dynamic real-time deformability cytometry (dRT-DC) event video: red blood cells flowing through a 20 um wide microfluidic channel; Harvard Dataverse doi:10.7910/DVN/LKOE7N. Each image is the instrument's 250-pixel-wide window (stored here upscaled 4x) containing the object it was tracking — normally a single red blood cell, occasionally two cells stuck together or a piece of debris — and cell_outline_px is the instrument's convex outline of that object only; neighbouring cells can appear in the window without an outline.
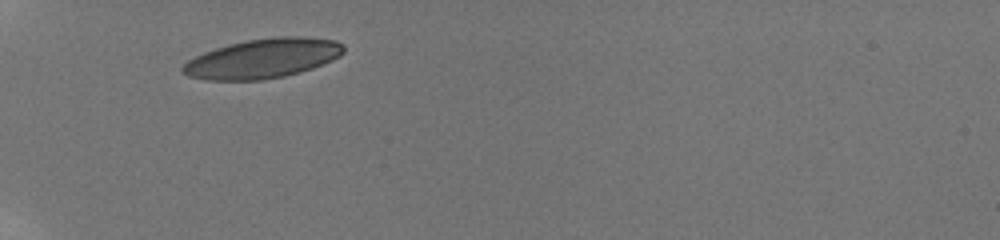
{"species": "human", "species_latin": "Homo sapiens", "temperature_condition": "room temperature", "stored_images_in_passage": 23, "camera_frame_rate_fps": 3000, "um_per_image_px": 0.085, "donor": {"sex": "male"}, "frame": {"image": 1, "passage_image": 1, "time_ms": 0.0, "image_size_px": [1000, 240], "cell_outline_px": [[344, 52], [340, 56], [332, 60], [312, 68], [300, 72], [284, 76], [264, 80], [204, 80], [188, 76], [180, 72], [180, 68], [188, 60], [204, 52], [228, 44], [248, 40], [280, 36], [304, 36], [336, 40], [344, 44]], "centroid_in_image_um": [22.34, 4.97], "position_along_channel_um": 62.7, "area_um2": 37.22}}
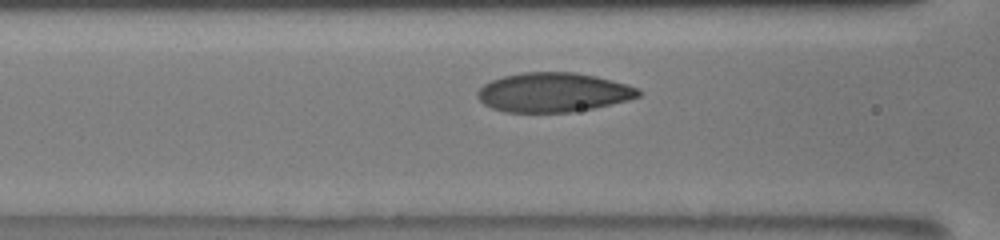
{"frame": {"image": 2, "passage_image": 12, "time_ms": 2.0, "image_size_px": [1000, 240], "cell_outline_px": [[640, 96], [628, 100], [592, 108], [572, 112], [504, 112], [492, 108], [484, 104], [476, 96], [476, 92], [484, 84], [492, 80], [504, 76], [524, 72], [576, 72], [596, 76], [628, 84], [636, 88], [640, 92]], "centroid_in_image_um": [47.01, 7.85], "position_along_channel_um": 119.6, "area_um2": 36.82}}
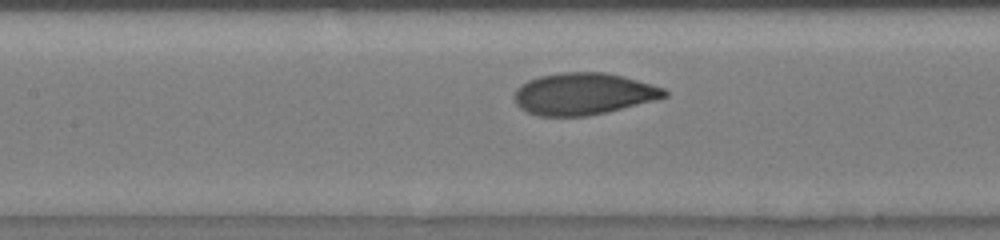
{"frame": {"image": 3, "passage_image": 18, "time_ms": 3.0, "image_size_px": [1000, 240], "cell_outline_px": [[668, 96], [656, 100], [608, 112], [588, 116], [540, 116], [528, 112], [520, 108], [516, 104], [512, 96], [516, 88], [520, 84], [528, 80], [540, 76], [560, 72], [604, 72], [652, 84], [664, 88], [668, 92]], "centroid_in_image_um": [49.56, 7.98], "position_along_channel_um": 157.8, "area_um2": 36.82}}